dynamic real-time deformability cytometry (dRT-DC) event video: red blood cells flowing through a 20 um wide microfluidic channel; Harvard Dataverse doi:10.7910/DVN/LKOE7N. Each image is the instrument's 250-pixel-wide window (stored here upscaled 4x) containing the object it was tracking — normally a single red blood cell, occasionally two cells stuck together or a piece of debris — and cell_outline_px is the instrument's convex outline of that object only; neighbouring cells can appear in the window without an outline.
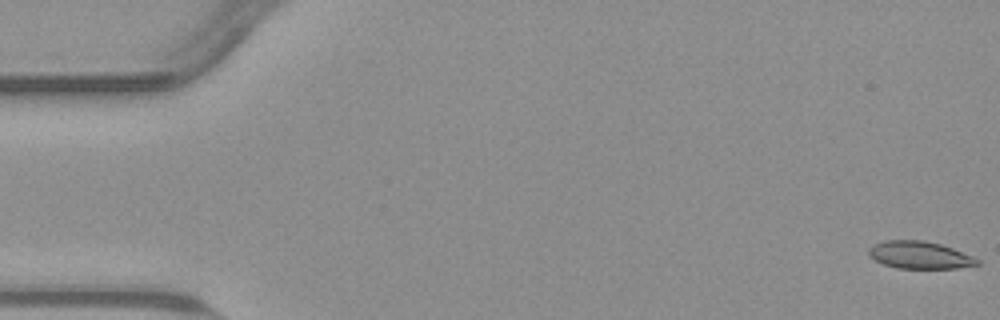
{"species": "common noctule bat (a hibernating species)", "species_latin": "Nyctalus noctula", "temperature_condition": "warm", "stored_images_in_passage": 55, "camera_frame_rate_fps": 3000, "um_per_image_px": 0.085, "animal": {"sex": "male", "body_mass_g": 23.1, "forearm_length_mm": 52.7}, "frame": {"image": 1, "passage_image": 1, "time_ms": 0.0, "image_size_px": [1000, 320], "cell_outline_px": [[980, 264], [956, 268], [896, 268], [884, 264], [868, 256], [868, 248], [884, 240], [924, 240], [940, 244], [952, 248], [972, 256], [980, 260]], "centroid_in_image_um": [78.16, 21.67], "position_along_channel_um": 6.8, "area_um2": 17.22}}
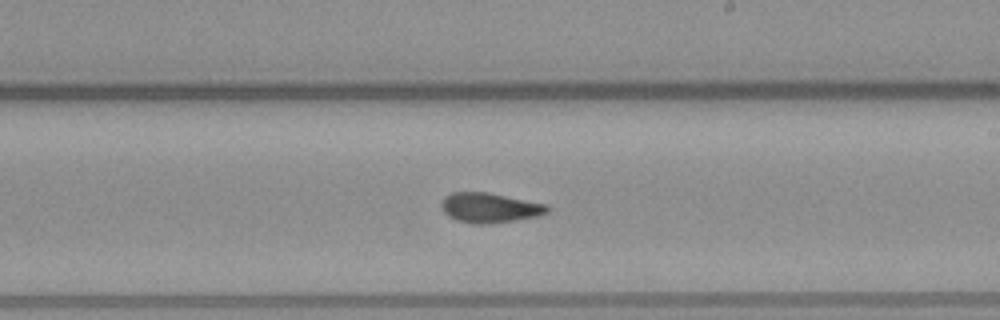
{"frame": {"image": 2, "passage_image": 32, "time_ms": 10.333, "image_size_px": [1000, 320], "cell_outline_px": [[552, 208], [548, 212], [540, 216], [492, 224], [472, 224], [456, 220], [448, 216], [444, 212], [440, 204], [444, 196], [452, 192], [488, 192], [544, 204]], "centroid_in_image_um": [41.61, 17.67], "position_along_channel_um": 247.4, "area_um2": 18.61}}
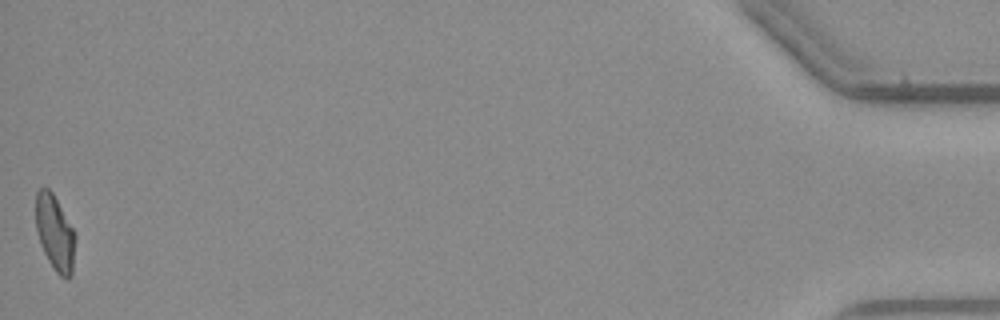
{"frame": {"image": 3, "passage_image": 55, "time_ms": 18.0, "image_size_px": [1000, 320], "cell_outline_px": [[76, 236], [72, 276], [68, 280], [60, 276], [56, 272], [48, 260], [40, 244], [36, 228], [36, 192], [40, 188], [48, 188], [52, 192], [72, 228]], "centroid_in_image_um": [4.67, 19.84], "position_along_channel_um": 430.5, "area_um2": 17.28}, "authors_computed_cell_mechanics": {"area_um2": 17.9758, "velocity_mm_per_s": 3.7818, "shape_relaxation_time_tau1_ms": null, "shape_relaxation_time_tau2_ms": 2.3013, "deformation_change_tau1": null, "deformation_change_tau2": 0.0733}}